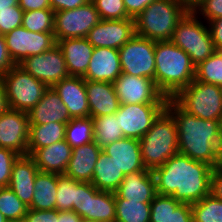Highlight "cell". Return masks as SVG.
Listing matches in <instances>:
<instances>
[{
  "label": "cell",
  "instance_id": "obj_36",
  "mask_svg": "<svg viewBox=\"0 0 222 222\" xmlns=\"http://www.w3.org/2000/svg\"><path fill=\"white\" fill-rule=\"evenodd\" d=\"M28 206L9 187H0V212L9 222H22Z\"/></svg>",
  "mask_w": 222,
  "mask_h": 222
},
{
  "label": "cell",
  "instance_id": "obj_44",
  "mask_svg": "<svg viewBox=\"0 0 222 222\" xmlns=\"http://www.w3.org/2000/svg\"><path fill=\"white\" fill-rule=\"evenodd\" d=\"M88 182L76 181V197L73 202V211L81 218L87 219Z\"/></svg>",
  "mask_w": 222,
  "mask_h": 222
},
{
  "label": "cell",
  "instance_id": "obj_13",
  "mask_svg": "<svg viewBox=\"0 0 222 222\" xmlns=\"http://www.w3.org/2000/svg\"><path fill=\"white\" fill-rule=\"evenodd\" d=\"M4 37L9 54L16 65L25 58L42 54L57 44L54 33H34L23 26L13 29Z\"/></svg>",
  "mask_w": 222,
  "mask_h": 222
},
{
  "label": "cell",
  "instance_id": "obj_21",
  "mask_svg": "<svg viewBox=\"0 0 222 222\" xmlns=\"http://www.w3.org/2000/svg\"><path fill=\"white\" fill-rule=\"evenodd\" d=\"M30 124L59 122L67 124L72 118L53 87H48L41 100L27 113Z\"/></svg>",
  "mask_w": 222,
  "mask_h": 222
},
{
  "label": "cell",
  "instance_id": "obj_47",
  "mask_svg": "<svg viewBox=\"0 0 222 222\" xmlns=\"http://www.w3.org/2000/svg\"><path fill=\"white\" fill-rule=\"evenodd\" d=\"M15 65L7 49L5 37L0 34V76L6 74Z\"/></svg>",
  "mask_w": 222,
  "mask_h": 222
},
{
  "label": "cell",
  "instance_id": "obj_20",
  "mask_svg": "<svg viewBox=\"0 0 222 222\" xmlns=\"http://www.w3.org/2000/svg\"><path fill=\"white\" fill-rule=\"evenodd\" d=\"M116 193L126 200L151 203L157 195L152 170L146 169L125 175Z\"/></svg>",
  "mask_w": 222,
  "mask_h": 222
},
{
  "label": "cell",
  "instance_id": "obj_1",
  "mask_svg": "<svg viewBox=\"0 0 222 222\" xmlns=\"http://www.w3.org/2000/svg\"><path fill=\"white\" fill-rule=\"evenodd\" d=\"M178 132V152L211 167L222 165V121L204 120L181 109L168 99Z\"/></svg>",
  "mask_w": 222,
  "mask_h": 222
},
{
  "label": "cell",
  "instance_id": "obj_24",
  "mask_svg": "<svg viewBox=\"0 0 222 222\" xmlns=\"http://www.w3.org/2000/svg\"><path fill=\"white\" fill-rule=\"evenodd\" d=\"M90 117L106 116L118 111L120 102L113 83L85 80Z\"/></svg>",
  "mask_w": 222,
  "mask_h": 222
},
{
  "label": "cell",
  "instance_id": "obj_9",
  "mask_svg": "<svg viewBox=\"0 0 222 222\" xmlns=\"http://www.w3.org/2000/svg\"><path fill=\"white\" fill-rule=\"evenodd\" d=\"M155 41L134 35L119 49L122 73L155 81Z\"/></svg>",
  "mask_w": 222,
  "mask_h": 222
},
{
  "label": "cell",
  "instance_id": "obj_17",
  "mask_svg": "<svg viewBox=\"0 0 222 222\" xmlns=\"http://www.w3.org/2000/svg\"><path fill=\"white\" fill-rule=\"evenodd\" d=\"M61 101L68 108L71 118L90 117L85 79L69 76L53 86Z\"/></svg>",
  "mask_w": 222,
  "mask_h": 222
},
{
  "label": "cell",
  "instance_id": "obj_4",
  "mask_svg": "<svg viewBox=\"0 0 222 222\" xmlns=\"http://www.w3.org/2000/svg\"><path fill=\"white\" fill-rule=\"evenodd\" d=\"M189 10L182 0H155L134 19L135 34L155 42L171 40Z\"/></svg>",
  "mask_w": 222,
  "mask_h": 222
},
{
  "label": "cell",
  "instance_id": "obj_42",
  "mask_svg": "<svg viewBox=\"0 0 222 222\" xmlns=\"http://www.w3.org/2000/svg\"><path fill=\"white\" fill-rule=\"evenodd\" d=\"M19 156L11 149L0 148V187H8L13 163Z\"/></svg>",
  "mask_w": 222,
  "mask_h": 222
},
{
  "label": "cell",
  "instance_id": "obj_34",
  "mask_svg": "<svg viewBox=\"0 0 222 222\" xmlns=\"http://www.w3.org/2000/svg\"><path fill=\"white\" fill-rule=\"evenodd\" d=\"M93 120L91 117L72 118L65 128V140L72 147L82 146L93 141Z\"/></svg>",
  "mask_w": 222,
  "mask_h": 222
},
{
  "label": "cell",
  "instance_id": "obj_50",
  "mask_svg": "<svg viewBox=\"0 0 222 222\" xmlns=\"http://www.w3.org/2000/svg\"><path fill=\"white\" fill-rule=\"evenodd\" d=\"M90 0H49L51 9L54 12L63 10H73L77 7L85 5Z\"/></svg>",
  "mask_w": 222,
  "mask_h": 222
},
{
  "label": "cell",
  "instance_id": "obj_3",
  "mask_svg": "<svg viewBox=\"0 0 222 222\" xmlns=\"http://www.w3.org/2000/svg\"><path fill=\"white\" fill-rule=\"evenodd\" d=\"M195 78L190 56L171 40L155 44V84L168 99L186 88Z\"/></svg>",
  "mask_w": 222,
  "mask_h": 222
},
{
  "label": "cell",
  "instance_id": "obj_18",
  "mask_svg": "<svg viewBox=\"0 0 222 222\" xmlns=\"http://www.w3.org/2000/svg\"><path fill=\"white\" fill-rule=\"evenodd\" d=\"M122 73L118 49L93 48L85 80L113 83Z\"/></svg>",
  "mask_w": 222,
  "mask_h": 222
},
{
  "label": "cell",
  "instance_id": "obj_26",
  "mask_svg": "<svg viewBox=\"0 0 222 222\" xmlns=\"http://www.w3.org/2000/svg\"><path fill=\"white\" fill-rule=\"evenodd\" d=\"M101 151L102 149L94 141L72 148L71 158L64 174L76 181L91 183Z\"/></svg>",
  "mask_w": 222,
  "mask_h": 222
},
{
  "label": "cell",
  "instance_id": "obj_41",
  "mask_svg": "<svg viewBox=\"0 0 222 222\" xmlns=\"http://www.w3.org/2000/svg\"><path fill=\"white\" fill-rule=\"evenodd\" d=\"M23 13L19 5L13 6V10L0 11V34L5 35L22 26Z\"/></svg>",
  "mask_w": 222,
  "mask_h": 222
},
{
  "label": "cell",
  "instance_id": "obj_49",
  "mask_svg": "<svg viewBox=\"0 0 222 222\" xmlns=\"http://www.w3.org/2000/svg\"><path fill=\"white\" fill-rule=\"evenodd\" d=\"M127 14L135 19L147 6L155 0H123Z\"/></svg>",
  "mask_w": 222,
  "mask_h": 222
},
{
  "label": "cell",
  "instance_id": "obj_35",
  "mask_svg": "<svg viewBox=\"0 0 222 222\" xmlns=\"http://www.w3.org/2000/svg\"><path fill=\"white\" fill-rule=\"evenodd\" d=\"M195 80L222 85V50H216L205 61L195 66Z\"/></svg>",
  "mask_w": 222,
  "mask_h": 222
},
{
  "label": "cell",
  "instance_id": "obj_39",
  "mask_svg": "<svg viewBox=\"0 0 222 222\" xmlns=\"http://www.w3.org/2000/svg\"><path fill=\"white\" fill-rule=\"evenodd\" d=\"M76 197V180L65 174H57L56 210L73 211Z\"/></svg>",
  "mask_w": 222,
  "mask_h": 222
},
{
  "label": "cell",
  "instance_id": "obj_52",
  "mask_svg": "<svg viewBox=\"0 0 222 222\" xmlns=\"http://www.w3.org/2000/svg\"><path fill=\"white\" fill-rule=\"evenodd\" d=\"M81 217L74 211H58L55 209V222H79Z\"/></svg>",
  "mask_w": 222,
  "mask_h": 222
},
{
  "label": "cell",
  "instance_id": "obj_22",
  "mask_svg": "<svg viewBox=\"0 0 222 222\" xmlns=\"http://www.w3.org/2000/svg\"><path fill=\"white\" fill-rule=\"evenodd\" d=\"M38 172V167L29 155L19 156L12 166L8 187L28 207L31 205Z\"/></svg>",
  "mask_w": 222,
  "mask_h": 222
},
{
  "label": "cell",
  "instance_id": "obj_37",
  "mask_svg": "<svg viewBox=\"0 0 222 222\" xmlns=\"http://www.w3.org/2000/svg\"><path fill=\"white\" fill-rule=\"evenodd\" d=\"M193 222H222V201L210 194L191 204Z\"/></svg>",
  "mask_w": 222,
  "mask_h": 222
},
{
  "label": "cell",
  "instance_id": "obj_51",
  "mask_svg": "<svg viewBox=\"0 0 222 222\" xmlns=\"http://www.w3.org/2000/svg\"><path fill=\"white\" fill-rule=\"evenodd\" d=\"M19 7L25 11L51 9L49 0H19Z\"/></svg>",
  "mask_w": 222,
  "mask_h": 222
},
{
  "label": "cell",
  "instance_id": "obj_30",
  "mask_svg": "<svg viewBox=\"0 0 222 222\" xmlns=\"http://www.w3.org/2000/svg\"><path fill=\"white\" fill-rule=\"evenodd\" d=\"M32 210L56 209L57 173L38 172L34 182Z\"/></svg>",
  "mask_w": 222,
  "mask_h": 222
},
{
  "label": "cell",
  "instance_id": "obj_53",
  "mask_svg": "<svg viewBox=\"0 0 222 222\" xmlns=\"http://www.w3.org/2000/svg\"><path fill=\"white\" fill-rule=\"evenodd\" d=\"M9 109L7 94L5 92V87L0 76V114L6 112Z\"/></svg>",
  "mask_w": 222,
  "mask_h": 222
},
{
  "label": "cell",
  "instance_id": "obj_15",
  "mask_svg": "<svg viewBox=\"0 0 222 222\" xmlns=\"http://www.w3.org/2000/svg\"><path fill=\"white\" fill-rule=\"evenodd\" d=\"M30 123L27 112L8 109L0 114V148L27 155Z\"/></svg>",
  "mask_w": 222,
  "mask_h": 222
},
{
  "label": "cell",
  "instance_id": "obj_25",
  "mask_svg": "<svg viewBox=\"0 0 222 222\" xmlns=\"http://www.w3.org/2000/svg\"><path fill=\"white\" fill-rule=\"evenodd\" d=\"M71 154L72 147L64 139L36 149L30 157L34 160L39 172L64 174Z\"/></svg>",
  "mask_w": 222,
  "mask_h": 222
},
{
  "label": "cell",
  "instance_id": "obj_23",
  "mask_svg": "<svg viewBox=\"0 0 222 222\" xmlns=\"http://www.w3.org/2000/svg\"><path fill=\"white\" fill-rule=\"evenodd\" d=\"M57 45L60 47L66 61L69 76L83 77L88 69L93 46L84 38H67L58 40Z\"/></svg>",
  "mask_w": 222,
  "mask_h": 222
},
{
  "label": "cell",
  "instance_id": "obj_7",
  "mask_svg": "<svg viewBox=\"0 0 222 222\" xmlns=\"http://www.w3.org/2000/svg\"><path fill=\"white\" fill-rule=\"evenodd\" d=\"M172 100L184 111L204 120L222 121V96L217 85L193 80Z\"/></svg>",
  "mask_w": 222,
  "mask_h": 222
},
{
  "label": "cell",
  "instance_id": "obj_5",
  "mask_svg": "<svg viewBox=\"0 0 222 222\" xmlns=\"http://www.w3.org/2000/svg\"><path fill=\"white\" fill-rule=\"evenodd\" d=\"M141 157L146 169L163 165L178 153V132L172 114L165 108L140 139Z\"/></svg>",
  "mask_w": 222,
  "mask_h": 222
},
{
  "label": "cell",
  "instance_id": "obj_8",
  "mask_svg": "<svg viewBox=\"0 0 222 222\" xmlns=\"http://www.w3.org/2000/svg\"><path fill=\"white\" fill-rule=\"evenodd\" d=\"M10 109L29 112L48 88L21 66H13L1 76Z\"/></svg>",
  "mask_w": 222,
  "mask_h": 222
},
{
  "label": "cell",
  "instance_id": "obj_6",
  "mask_svg": "<svg viewBox=\"0 0 222 222\" xmlns=\"http://www.w3.org/2000/svg\"><path fill=\"white\" fill-rule=\"evenodd\" d=\"M197 13L189 10L178 22L171 41L187 53L192 63L197 66L215 51L209 29L198 20Z\"/></svg>",
  "mask_w": 222,
  "mask_h": 222
},
{
  "label": "cell",
  "instance_id": "obj_43",
  "mask_svg": "<svg viewBox=\"0 0 222 222\" xmlns=\"http://www.w3.org/2000/svg\"><path fill=\"white\" fill-rule=\"evenodd\" d=\"M193 12L203 15L210 21L222 17V0H202L193 9Z\"/></svg>",
  "mask_w": 222,
  "mask_h": 222
},
{
  "label": "cell",
  "instance_id": "obj_54",
  "mask_svg": "<svg viewBox=\"0 0 222 222\" xmlns=\"http://www.w3.org/2000/svg\"><path fill=\"white\" fill-rule=\"evenodd\" d=\"M19 0H0V11L13 10V6H17Z\"/></svg>",
  "mask_w": 222,
  "mask_h": 222
},
{
  "label": "cell",
  "instance_id": "obj_28",
  "mask_svg": "<svg viewBox=\"0 0 222 222\" xmlns=\"http://www.w3.org/2000/svg\"><path fill=\"white\" fill-rule=\"evenodd\" d=\"M115 193L98 190L88 182L87 219L115 222Z\"/></svg>",
  "mask_w": 222,
  "mask_h": 222
},
{
  "label": "cell",
  "instance_id": "obj_45",
  "mask_svg": "<svg viewBox=\"0 0 222 222\" xmlns=\"http://www.w3.org/2000/svg\"><path fill=\"white\" fill-rule=\"evenodd\" d=\"M209 194L222 201V165L212 169Z\"/></svg>",
  "mask_w": 222,
  "mask_h": 222
},
{
  "label": "cell",
  "instance_id": "obj_58",
  "mask_svg": "<svg viewBox=\"0 0 222 222\" xmlns=\"http://www.w3.org/2000/svg\"><path fill=\"white\" fill-rule=\"evenodd\" d=\"M219 88H220V93H221V96H222V85H220Z\"/></svg>",
  "mask_w": 222,
  "mask_h": 222
},
{
  "label": "cell",
  "instance_id": "obj_40",
  "mask_svg": "<svg viewBox=\"0 0 222 222\" xmlns=\"http://www.w3.org/2000/svg\"><path fill=\"white\" fill-rule=\"evenodd\" d=\"M100 18L104 20L133 19L125 9L123 0H91Z\"/></svg>",
  "mask_w": 222,
  "mask_h": 222
},
{
  "label": "cell",
  "instance_id": "obj_12",
  "mask_svg": "<svg viewBox=\"0 0 222 222\" xmlns=\"http://www.w3.org/2000/svg\"><path fill=\"white\" fill-rule=\"evenodd\" d=\"M18 65L47 87L69 77L66 61L57 44L42 54L25 58Z\"/></svg>",
  "mask_w": 222,
  "mask_h": 222
},
{
  "label": "cell",
  "instance_id": "obj_29",
  "mask_svg": "<svg viewBox=\"0 0 222 222\" xmlns=\"http://www.w3.org/2000/svg\"><path fill=\"white\" fill-rule=\"evenodd\" d=\"M123 179L124 174L122 170H119L112 157L101 151L95 164L91 183L100 191L115 193Z\"/></svg>",
  "mask_w": 222,
  "mask_h": 222
},
{
  "label": "cell",
  "instance_id": "obj_2",
  "mask_svg": "<svg viewBox=\"0 0 222 222\" xmlns=\"http://www.w3.org/2000/svg\"><path fill=\"white\" fill-rule=\"evenodd\" d=\"M212 169L178 152L152 170L157 194L172 196L181 203H196L209 195Z\"/></svg>",
  "mask_w": 222,
  "mask_h": 222
},
{
  "label": "cell",
  "instance_id": "obj_56",
  "mask_svg": "<svg viewBox=\"0 0 222 222\" xmlns=\"http://www.w3.org/2000/svg\"><path fill=\"white\" fill-rule=\"evenodd\" d=\"M79 222H99V221H95V220H91V219H86V218H81L79 220Z\"/></svg>",
  "mask_w": 222,
  "mask_h": 222
},
{
  "label": "cell",
  "instance_id": "obj_19",
  "mask_svg": "<svg viewBox=\"0 0 222 222\" xmlns=\"http://www.w3.org/2000/svg\"><path fill=\"white\" fill-rule=\"evenodd\" d=\"M102 151L112 157L124 176L136 171L146 170L141 157L139 139L124 137L105 146Z\"/></svg>",
  "mask_w": 222,
  "mask_h": 222
},
{
  "label": "cell",
  "instance_id": "obj_10",
  "mask_svg": "<svg viewBox=\"0 0 222 222\" xmlns=\"http://www.w3.org/2000/svg\"><path fill=\"white\" fill-rule=\"evenodd\" d=\"M100 20V15L91 0L73 10L55 12L54 36L56 42L67 38L87 37L89 31Z\"/></svg>",
  "mask_w": 222,
  "mask_h": 222
},
{
  "label": "cell",
  "instance_id": "obj_55",
  "mask_svg": "<svg viewBox=\"0 0 222 222\" xmlns=\"http://www.w3.org/2000/svg\"><path fill=\"white\" fill-rule=\"evenodd\" d=\"M182 1L190 10H192L202 0H182Z\"/></svg>",
  "mask_w": 222,
  "mask_h": 222
},
{
  "label": "cell",
  "instance_id": "obj_33",
  "mask_svg": "<svg viewBox=\"0 0 222 222\" xmlns=\"http://www.w3.org/2000/svg\"><path fill=\"white\" fill-rule=\"evenodd\" d=\"M115 222H150V203L121 198L115 192Z\"/></svg>",
  "mask_w": 222,
  "mask_h": 222
},
{
  "label": "cell",
  "instance_id": "obj_27",
  "mask_svg": "<svg viewBox=\"0 0 222 222\" xmlns=\"http://www.w3.org/2000/svg\"><path fill=\"white\" fill-rule=\"evenodd\" d=\"M150 222H193L191 204L157 194L150 203Z\"/></svg>",
  "mask_w": 222,
  "mask_h": 222
},
{
  "label": "cell",
  "instance_id": "obj_46",
  "mask_svg": "<svg viewBox=\"0 0 222 222\" xmlns=\"http://www.w3.org/2000/svg\"><path fill=\"white\" fill-rule=\"evenodd\" d=\"M22 222H55V209L53 210L28 209Z\"/></svg>",
  "mask_w": 222,
  "mask_h": 222
},
{
  "label": "cell",
  "instance_id": "obj_48",
  "mask_svg": "<svg viewBox=\"0 0 222 222\" xmlns=\"http://www.w3.org/2000/svg\"><path fill=\"white\" fill-rule=\"evenodd\" d=\"M216 50H222V17L207 22Z\"/></svg>",
  "mask_w": 222,
  "mask_h": 222
},
{
  "label": "cell",
  "instance_id": "obj_57",
  "mask_svg": "<svg viewBox=\"0 0 222 222\" xmlns=\"http://www.w3.org/2000/svg\"><path fill=\"white\" fill-rule=\"evenodd\" d=\"M0 222H9L4 216L3 214L0 212Z\"/></svg>",
  "mask_w": 222,
  "mask_h": 222
},
{
  "label": "cell",
  "instance_id": "obj_16",
  "mask_svg": "<svg viewBox=\"0 0 222 222\" xmlns=\"http://www.w3.org/2000/svg\"><path fill=\"white\" fill-rule=\"evenodd\" d=\"M135 34L134 19H101L88 33V42L94 47L120 49Z\"/></svg>",
  "mask_w": 222,
  "mask_h": 222
},
{
  "label": "cell",
  "instance_id": "obj_38",
  "mask_svg": "<svg viewBox=\"0 0 222 222\" xmlns=\"http://www.w3.org/2000/svg\"><path fill=\"white\" fill-rule=\"evenodd\" d=\"M54 15L52 9L25 11L22 26L28 31L54 33Z\"/></svg>",
  "mask_w": 222,
  "mask_h": 222
},
{
  "label": "cell",
  "instance_id": "obj_14",
  "mask_svg": "<svg viewBox=\"0 0 222 222\" xmlns=\"http://www.w3.org/2000/svg\"><path fill=\"white\" fill-rule=\"evenodd\" d=\"M166 104H120L116 116L124 137L141 139Z\"/></svg>",
  "mask_w": 222,
  "mask_h": 222
},
{
  "label": "cell",
  "instance_id": "obj_11",
  "mask_svg": "<svg viewBox=\"0 0 222 222\" xmlns=\"http://www.w3.org/2000/svg\"><path fill=\"white\" fill-rule=\"evenodd\" d=\"M120 104H167L155 81L147 77L121 73L113 82Z\"/></svg>",
  "mask_w": 222,
  "mask_h": 222
},
{
  "label": "cell",
  "instance_id": "obj_31",
  "mask_svg": "<svg viewBox=\"0 0 222 222\" xmlns=\"http://www.w3.org/2000/svg\"><path fill=\"white\" fill-rule=\"evenodd\" d=\"M65 123L49 122L47 124H30L27 155L36 149L49 146L65 139Z\"/></svg>",
  "mask_w": 222,
  "mask_h": 222
},
{
  "label": "cell",
  "instance_id": "obj_32",
  "mask_svg": "<svg viewBox=\"0 0 222 222\" xmlns=\"http://www.w3.org/2000/svg\"><path fill=\"white\" fill-rule=\"evenodd\" d=\"M93 120V141L103 149L112 142L123 139L124 135L116 113L91 117Z\"/></svg>",
  "mask_w": 222,
  "mask_h": 222
}]
</instances>
